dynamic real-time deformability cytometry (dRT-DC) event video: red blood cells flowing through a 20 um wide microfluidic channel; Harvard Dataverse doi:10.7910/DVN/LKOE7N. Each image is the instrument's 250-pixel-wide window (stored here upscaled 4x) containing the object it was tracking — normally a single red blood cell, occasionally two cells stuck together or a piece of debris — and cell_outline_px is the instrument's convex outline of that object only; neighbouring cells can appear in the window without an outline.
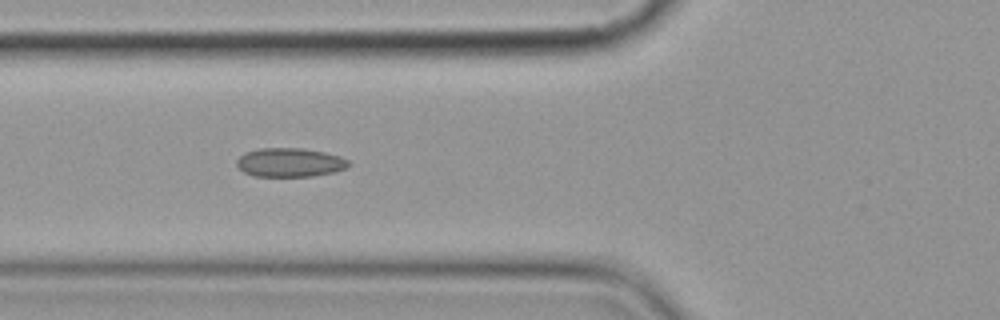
{"species": "common noctule bat (a hibernating species)", "species_latin": "Nyctalus noctula", "temperature_condition": "cold", "stored_images_in_passage": 15, "camera_frame_rate_fps": 3000, "um_per_image_px": 0.085, "animal": {"sex": "female", "body_mass_g": 19.9}, "frame": {"image": 1, "passage_image": 6, "time_ms": 6.667, "image_size_px": [1000, 320], "cell_outline_px": [[352, 164], [348, 168], [336, 172], [312, 176], [252, 176], [244, 172], [236, 164], [236, 160], [244, 152], [260, 148], [304, 148], [324, 152], [340, 156], [348, 160]], "centroid_in_image_um": [24.67, 13.81], "position_along_channel_um": 101.1, "area_um2": 19.07}}
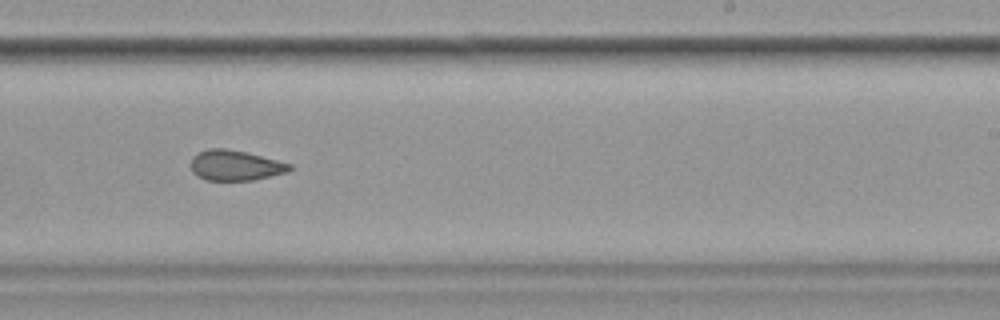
{"frame": {"image": 2, "passage_image": 10, "time_ms": 11.333, "image_size_px": [1000, 320], "cell_outline_px": [[292, 168], [288, 172], [252, 180], [204, 180], [192, 172], [192, 156], [196, 152], [208, 148], [224, 148], [244, 152], [292, 164]], "centroid_in_image_um": [19.97, 14.05], "position_along_channel_um": 269.0, "area_um2": 17.34}}
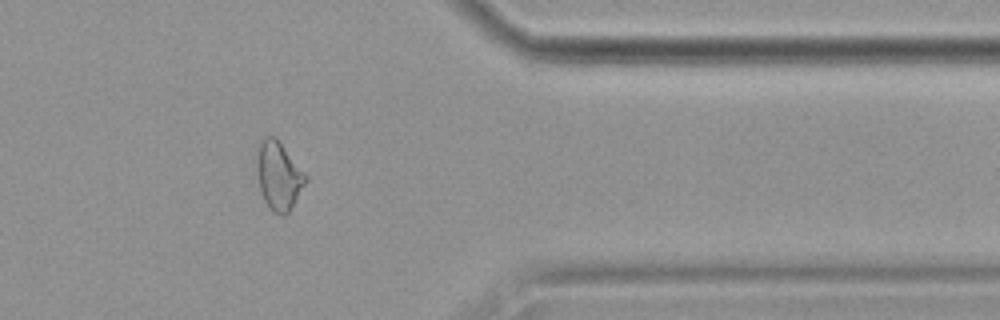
{"frame": {"image": 3, "passage_image": 13, "time_ms": 15.0, "image_size_px": [1000, 320], "cell_outline_px": [[308, 180], [288, 212], [284, 216], [280, 216], [272, 212], [264, 200], [260, 188], [256, 172], [256, 156], [260, 144], [268, 136], [276, 136], [308, 176]], "centroid_in_image_um": [23.69, 14.95], "position_along_channel_um": 387.7, "area_um2": 19.48}, "authors_computed_cell_mechanics": {"area_um2": 19.363, "velocity_mm_per_s": 3.6167, "shape_relaxation_time_tau1_ms": 7.3547, "shape_relaxation_time_tau2_ms": 2.5921, "deformation_change_tau1": 0.1193, "deformation_change_tau2": 0.0537}}